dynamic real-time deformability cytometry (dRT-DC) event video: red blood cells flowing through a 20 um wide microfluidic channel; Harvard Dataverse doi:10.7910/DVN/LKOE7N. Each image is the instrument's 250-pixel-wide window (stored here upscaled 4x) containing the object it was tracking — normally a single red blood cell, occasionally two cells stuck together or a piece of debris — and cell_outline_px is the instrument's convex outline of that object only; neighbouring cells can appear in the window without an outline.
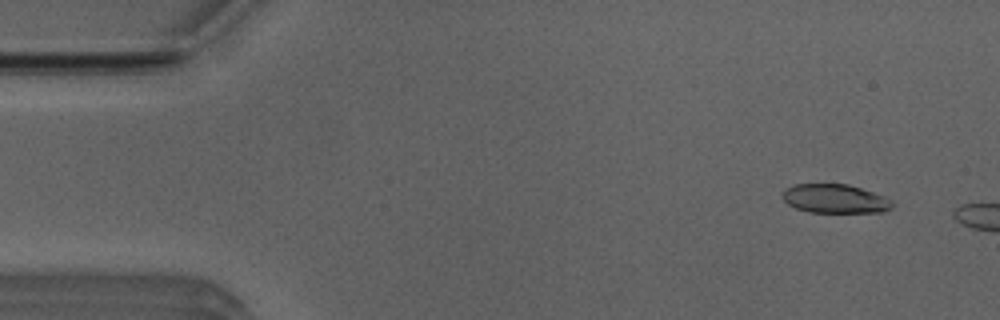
{"species": "Egyptian fruit bat (a non-hibernating species)", "species_latin": "Rousettus aegyptiacus", "temperature_condition": "room temperature", "stored_images_in_passage": 8, "camera_frame_rate_fps": 3000, "um_per_image_px": 0.085, "animal": {"sex": "male"}, "frame": {"image": 1, "passage_image": 4, "time_ms": 1.0, "image_size_px": [1000, 320], "cell_outline_px": [[892, 208], [884, 212], [808, 212], [796, 208], [788, 204], [780, 196], [780, 192], [784, 188], [792, 184], [848, 184], [884, 196], [892, 200]], "centroid_in_image_um": [70.92, 16.88], "position_along_channel_um": 14.1, "area_um2": 18.67}}